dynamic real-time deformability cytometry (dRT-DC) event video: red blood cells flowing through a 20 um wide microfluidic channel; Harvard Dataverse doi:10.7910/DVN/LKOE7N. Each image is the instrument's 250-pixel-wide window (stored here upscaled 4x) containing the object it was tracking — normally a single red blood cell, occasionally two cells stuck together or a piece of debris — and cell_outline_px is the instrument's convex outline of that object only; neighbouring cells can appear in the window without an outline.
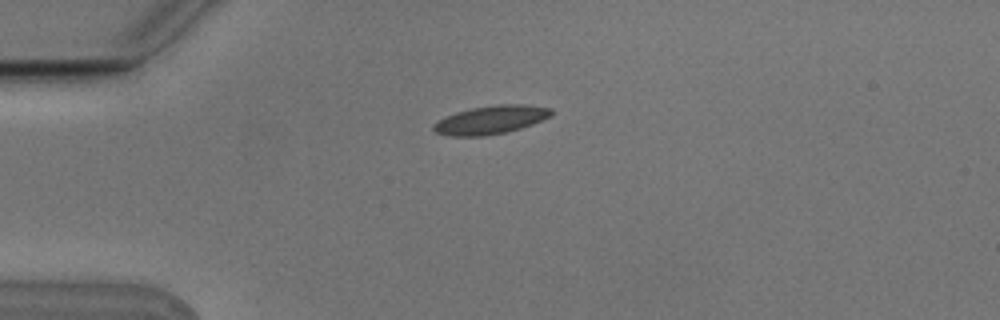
{"species": "Egyptian fruit bat (a non-hibernating species)", "species_latin": "Rousettus aegyptiacus", "temperature_condition": "cold", "stored_images_in_passage": 3, "camera_frame_rate_fps": 3000, "um_per_image_px": 0.085, "animal": {"sex": "male"}, "frame": {"image": 1, "passage_image": 2, "time_ms": 0.333, "image_size_px": [1000, 320], "cell_outline_px": [[552, 116], [544, 120], [508, 132], [484, 136], [448, 136], [436, 132], [432, 128], [432, 124], [444, 116], [456, 112], [472, 108], [496, 104], [524, 104], [552, 108]], "centroid_in_image_um": [41.72, 10.18], "position_along_channel_um": 43.3, "area_um2": 19.71}}